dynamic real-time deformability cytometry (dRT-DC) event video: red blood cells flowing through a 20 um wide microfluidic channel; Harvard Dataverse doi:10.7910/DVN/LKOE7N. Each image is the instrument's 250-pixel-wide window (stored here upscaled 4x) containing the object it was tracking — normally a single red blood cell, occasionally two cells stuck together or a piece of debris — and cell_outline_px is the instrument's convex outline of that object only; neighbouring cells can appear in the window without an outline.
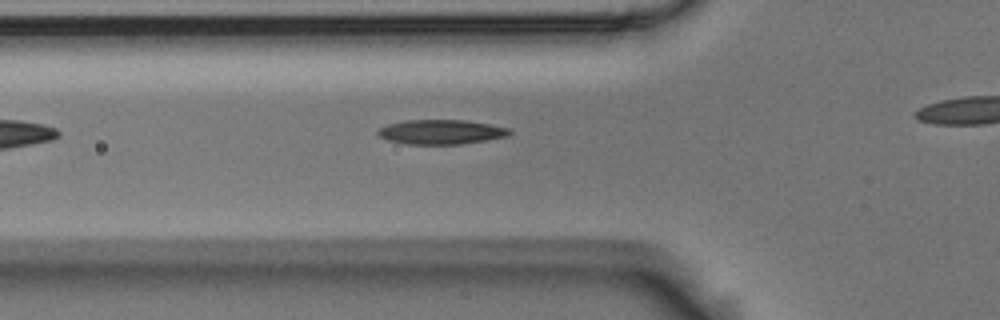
{"species": "Egyptian fruit bat (a non-hibernating species)", "species_latin": "Rousettus aegyptiacus", "temperature_condition": "room temperature", "stored_images_in_passage": 14, "camera_frame_rate_fps": 3000, "um_per_image_px": 0.085, "animal": {"sex": "male"}, "frame": {"image": 1, "passage_image": 3, "time_ms": 0.667, "image_size_px": [1000, 320], "cell_outline_px": [[512, 132], [508, 136], [460, 144], [408, 144], [388, 140], [380, 136], [376, 132], [380, 128], [388, 124], [404, 120], [464, 120], [492, 124], [508, 128]], "centroid_in_image_um": [37.5, 11.21], "position_along_channel_um": 88.3, "area_um2": 18.73}}
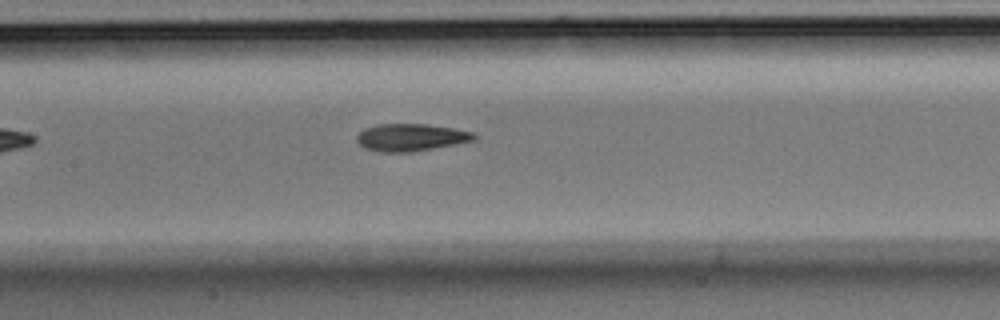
{"frame": {"image": 2, "passage_image": 10, "time_ms": 3.0, "image_size_px": [1000, 320], "cell_outline_px": [[476, 136], [472, 140], [412, 152], [380, 152], [364, 148], [356, 140], [356, 136], [364, 128], [376, 124], [428, 124], [452, 128], [472, 132]], "centroid_in_image_um": [34.84, 11.67], "position_along_channel_um": 172.6, "area_um2": 18.44}}
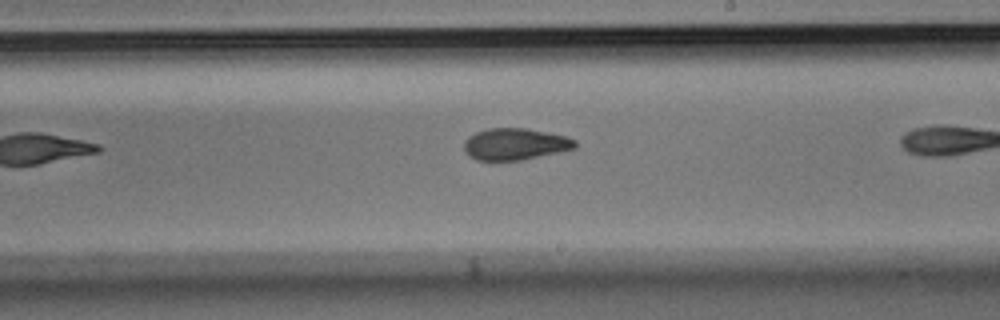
{"frame": {"image": 3, "passage_image": 13, "time_ms": 4.0, "image_size_px": [1000, 320], "cell_outline_px": [[576, 148], [520, 160], [476, 160], [468, 156], [464, 148], [464, 140], [468, 136], [476, 132], [488, 128], [524, 128], [564, 136], [576, 140]], "centroid_in_image_um": [43.73, 12.25], "position_along_channel_um": 245.3, "area_um2": 20.29}}